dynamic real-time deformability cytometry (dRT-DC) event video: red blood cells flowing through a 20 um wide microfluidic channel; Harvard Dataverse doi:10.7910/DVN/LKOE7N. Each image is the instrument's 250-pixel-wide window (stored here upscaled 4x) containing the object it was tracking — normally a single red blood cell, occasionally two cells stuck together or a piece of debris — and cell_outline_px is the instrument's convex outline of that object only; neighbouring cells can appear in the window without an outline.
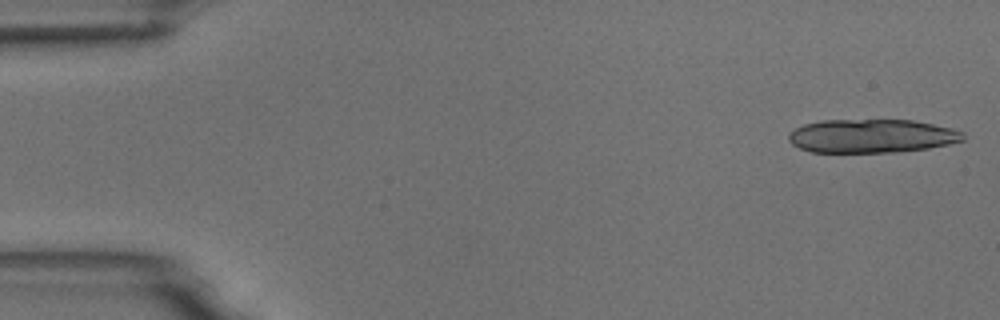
{"species": "common noctule bat (a hibernating species)", "species_latin": "Nyctalus noctula", "temperature_condition": "room temperature", "stored_images_in_passage": 4, "camera_frame_rate_fps": 3000, "um_per_image_px": 0.085, "animal": {"sex": "male", "body_mass_g": 18.8}, "frame": {"image": 1, "passage_image": 1, "time_ms": 0.0, "image_size_px": [1000, 320], "cell_outline_px": [[964, 140], [948, 144], [928, 148], [896, 152], [812, 152], [800, 148], [792, 144], [788, 140], [788, 136], [796, 128], [804, 124], [820, 120], [912, 120], [952, 128], [964, 132]], "centroid_in_image_um": [74.1, 11.56], "position_along_channel_um": 10.9, "area_um2": 34.1}}